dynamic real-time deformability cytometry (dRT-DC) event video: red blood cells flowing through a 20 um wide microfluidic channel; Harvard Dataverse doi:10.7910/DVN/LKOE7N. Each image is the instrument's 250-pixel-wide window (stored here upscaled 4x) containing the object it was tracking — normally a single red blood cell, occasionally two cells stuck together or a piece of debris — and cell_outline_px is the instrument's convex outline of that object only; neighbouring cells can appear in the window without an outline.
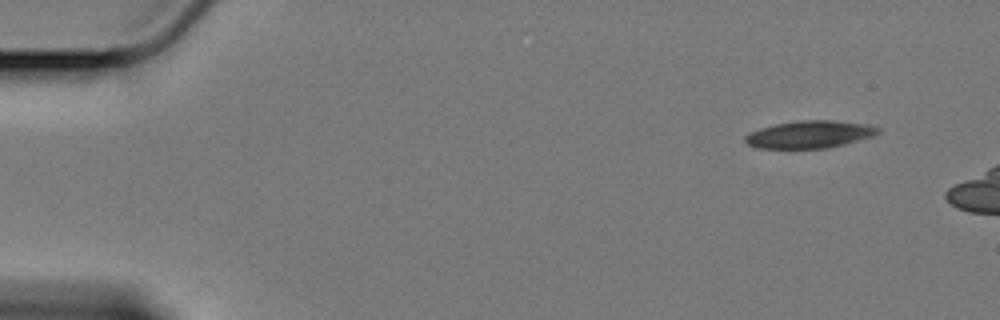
{"species": "Egyptian fruit bat (a non-hibernating species)", "species_latin": "Rousettus aegyptiacus", "temperature_condition": "cold", "stored_images_in_passage": 7, "camera_frame_rate_fps": 3000, "um_per_image_px": 0.085, "animal": {"sex": "female"}, "frame": {"image": 1, "passage_image": 1, "time_ms": 0.0, "image_size_px": [1000, 320], "cell_outline_px": [[880, 132], [872, 136], [844, 144], [828, 148], [760, 148], [748, 144], [744, 140], [744, 136], [760, 128], [776, 124], [800, 120], [836, 120], [868, 124], [880, 128]], "centroid_in_image_um": [68.85, 11.41], "position_along_channel_um": 16.2, "area_um2": 21.1}}